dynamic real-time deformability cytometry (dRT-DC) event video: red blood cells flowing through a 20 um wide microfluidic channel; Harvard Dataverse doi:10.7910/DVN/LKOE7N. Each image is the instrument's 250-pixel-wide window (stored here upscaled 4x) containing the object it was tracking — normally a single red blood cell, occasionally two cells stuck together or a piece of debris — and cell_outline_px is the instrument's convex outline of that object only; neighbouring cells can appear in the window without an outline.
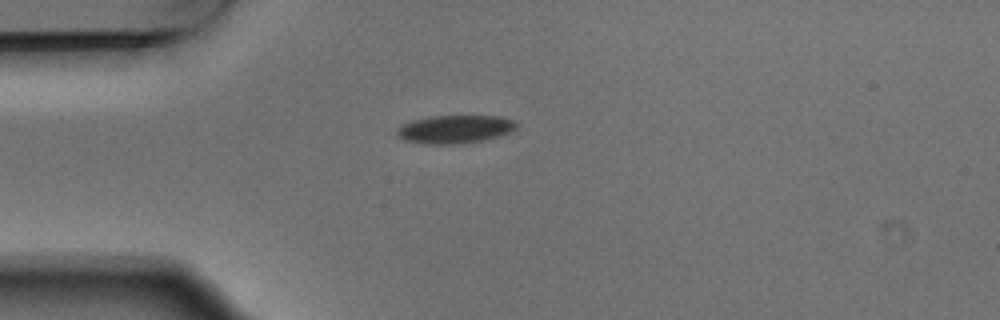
{"species": "Egyptian fruit bat (a non-hibernating species)", "species_latin": "Rousettus aegyptiacus", "temperature_condition": "warm", "stored_images_in_passage": 1, "camera_frame_rate_fps": 3000, "um_per_image_px": 0.085, "animal": {"sex": "male"}, "frame": {"image": 1, "passage_image": 1, "time_ms": 0.0, "image_size_px": [1000, 320], "cell_outline_px": [[516, 128], [500, 136], [480, 140], [456, 144], [424, 144], [404, 140], [396, 132], [404, 124], [412, 120], [432, 116], [500, 116], [516, 120]], "centroid_in_image_um": [38.69, 10.98], "position_along_channel_um": 46.3, "area_um2": 19.36}}